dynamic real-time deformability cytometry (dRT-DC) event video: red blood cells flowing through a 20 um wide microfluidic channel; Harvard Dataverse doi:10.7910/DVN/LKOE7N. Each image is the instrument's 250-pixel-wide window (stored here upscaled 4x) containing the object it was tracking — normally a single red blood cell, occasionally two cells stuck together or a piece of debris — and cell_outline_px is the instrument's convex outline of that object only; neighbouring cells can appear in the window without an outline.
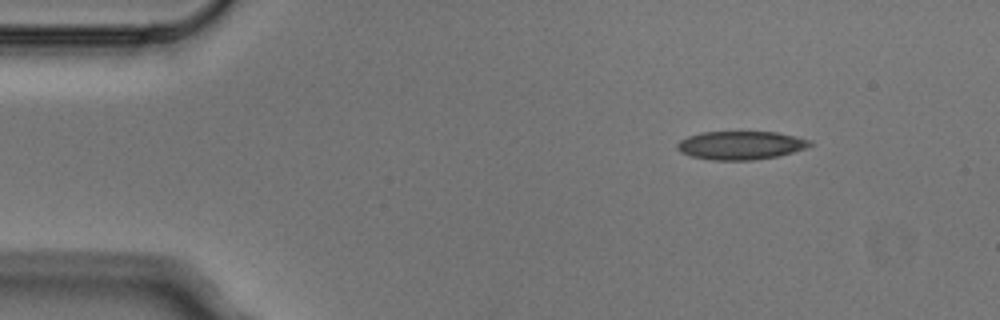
{"species": "Egyptian fruit bat (a non-hibernating species)", "species_latin": "Rousettus aegyptiacus", "temperature_condition": "cold", "stored_images_in_passage": 3, "camera_frame_rate_fps": 3000, "um_per_image_px": 0.085, "animal": {"sex": "male"}, "frame": {"image": 1, "passage_image": 1, "time_ms": 0.0, "image_size_px": [1000, 320], "cell_outline_px": [[816, 144], [792, 152], [776, 156], [752, 160], [712, 160], [692, 156], [680, 152], [676, 148], [676, 144], [680, 140], [688, 136], [700, 132], [776, 132], [796, 136], [812, 140]], "centroid_in_image_um": [62.96, 12.34], "position_along_channel_um": 22.0, "area_um2": 22.02}}